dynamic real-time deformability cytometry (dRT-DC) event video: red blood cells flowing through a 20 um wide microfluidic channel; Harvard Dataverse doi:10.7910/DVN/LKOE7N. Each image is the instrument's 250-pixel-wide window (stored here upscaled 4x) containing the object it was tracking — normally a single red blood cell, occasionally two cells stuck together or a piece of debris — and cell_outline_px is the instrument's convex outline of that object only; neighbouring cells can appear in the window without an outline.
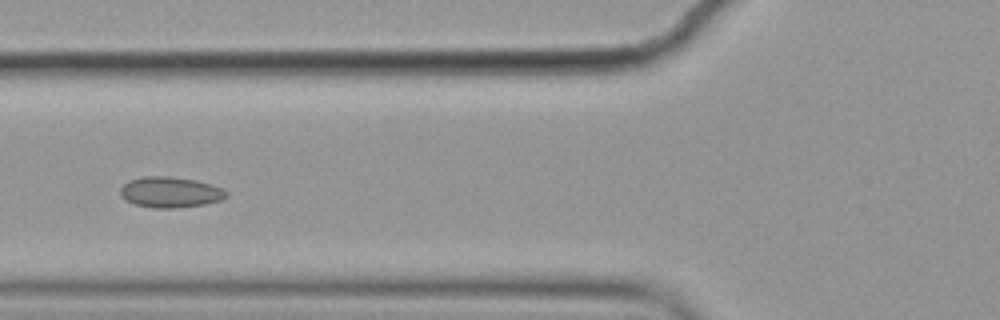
{"species": "common noctule bat (a hibernating species)", "species_latin": "Nyctalus noctula", "temperature_condition": "cold", "stored_images_in_passage": 14, "camera_frame_rate_fps": 3000, "um_per_image_px": 0.085, "animal": {"sex": "female", "body_mass_g": 19.9}, "frame": {"image": 1, "passage_image": 5, "time_ms": 1.333, "image_size_px": [1000, 320], "cell_outline_px": [[228, 196], [220, 200], [204, 204], [176, 208], [152, 208], [136, 204], [124, 200], [120, 192], [120, 188], [128, 180], [144, 176], [168, 176], [196, 180], [220, 188], [228, 192]], "centroid_in_image_um": [14.44, 16.34], "position_along_channel_um": 111.4, "area_um2": 18.9}}
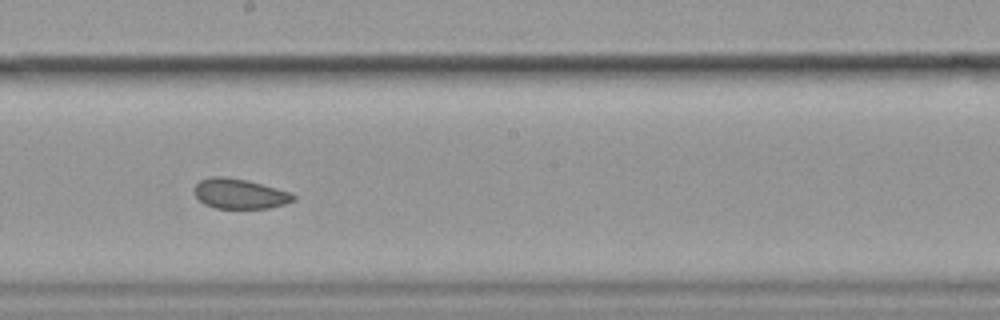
{"frame": {"image": 2, "passage_image": 8, "time_ms": 2.333, "image_size_px": [1000, 320], "cell_outline_px": [[296, 200], [284, 204], [268, 208], [216, 208], [204, 204], [196, 196], [196, 184], [200, 180], [212, 176], [224, 176], [248, 180], [292, 192], [296, 196]], "centroid_in_image_um": [20.42, 16.46], "position_along_channel_um": 227.8, "area_um2": 17.34}}
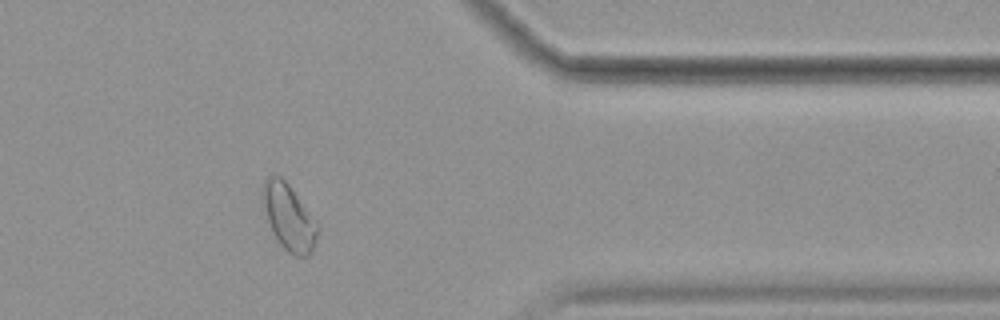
{"frame": {"image": 3, "passage_image": 12, "time_ms": 3.667, "image_size_px": [1000, 320], "cell_outline_px": [[320, 228], [312, 252], [308, 256], [296, 256], [288, 252], [276, 240], [268, 220], [260, 196], [264, 184], [272, 176], [280, 176], [288, 184], [320, 224]], "centroid_in_image_um": [24.59, 18.51], "position_along_channel_um": 386.8, "area_um2": 21.1}}